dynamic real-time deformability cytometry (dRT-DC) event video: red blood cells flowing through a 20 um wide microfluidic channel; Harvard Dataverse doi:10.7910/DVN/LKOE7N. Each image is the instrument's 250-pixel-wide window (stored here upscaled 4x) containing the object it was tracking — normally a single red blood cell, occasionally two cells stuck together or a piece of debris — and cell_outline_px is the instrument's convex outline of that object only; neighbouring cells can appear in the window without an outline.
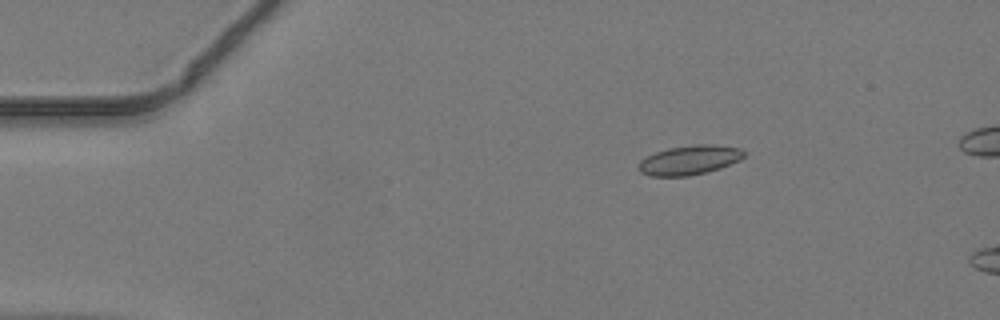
{"species": "common noctule bat (a hibernating species)", "species_latin": "Nyctalus noctula", "temperature_condition": "warm", "stored_images_in_passage": 13, "camera_frame_rate_fps": 3000, "um_per_image_px": 0.085, "animal": {"sex": "male", "body_mass_g": 19.2, "forearm_length_mm": 51.8}, "frame": {"image": 1, "passage_image": 8, "time_ms": 2.333, "image_size_px": [1000, 320], "cell_outline_px": [[744, 156], [740, 160], [720, 168], [688, 176], [652, 176], [640, 172], [640, 160], [656, 152], [668, 148], [696, 144], [716, 144], [740, 148], [744, 152]], "centroid_in_image_um": [58.63, 13.59], "position_along_channel_um": 26.4, "area_um2": 17.86}}